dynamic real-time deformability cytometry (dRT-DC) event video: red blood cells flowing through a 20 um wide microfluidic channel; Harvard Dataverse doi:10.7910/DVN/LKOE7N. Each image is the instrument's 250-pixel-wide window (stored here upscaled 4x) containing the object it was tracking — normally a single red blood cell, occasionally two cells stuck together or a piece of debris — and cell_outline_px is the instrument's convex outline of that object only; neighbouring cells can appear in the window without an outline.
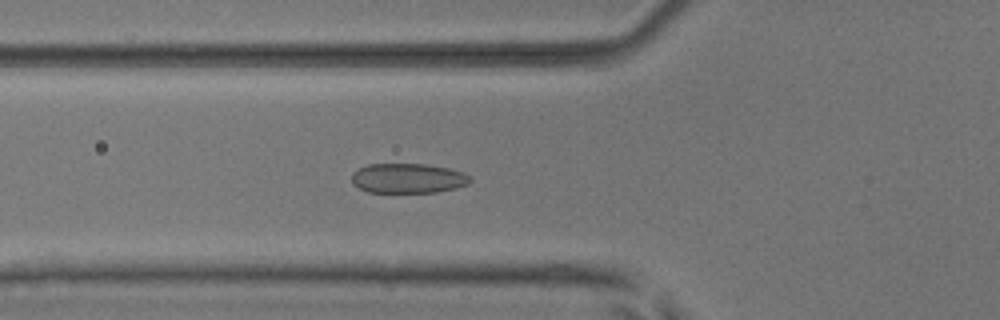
{"species": "common noctule bat (a hibernating species)", "species_latin": "Nyctalus noctula", "temperature_condition": "room temperature", "stored_images_in_passage": 53, "camera_frame_rate_fps": 3000, "um_per_image_px": 0.085, "animal": {"sex": "male", "body_mass_g": 17.9, "forearm_length_mm": 54.2}, "frame": {"image": 1, "passage_image": 20, "time_ms": 6.333, "image_size_px": [1000, 320], "cell_outline_px": [[472, 180], [468, 184], [456, 188], [436, 192], [368, 192], [352, 184], [352, 172], [368, 164], [424, 164], [448, 168], [464, 172]], "centroid_in_image_um": [34.67, 15.15], "position_along_channel_um": 91.1, "area_um2": 20.52}}
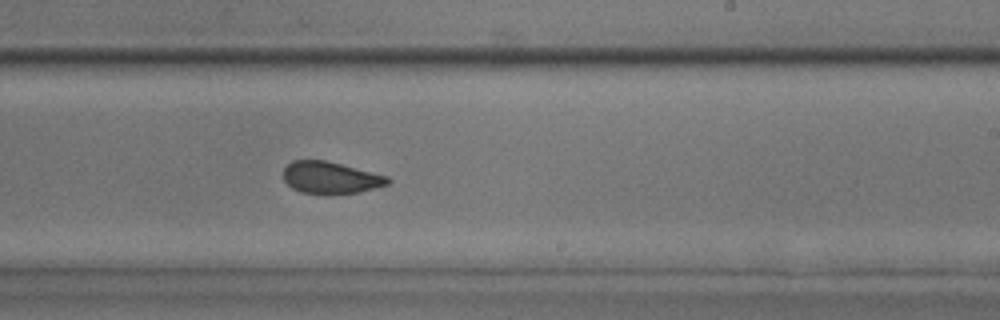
{"frame": {"image": 2, "passage_image": 33, "time_ms": 10.667, "image_size_px": [1000, 320], "cell_outline_px": [[392, 180], [388, 184], [376, 188], [360, 192], [300, 192], [292, 188], [284, 180], [284, 168], [292, 160], [324, 160], [388, 176]], "centroid_in_image_um": [28.11, 15.08], "position_along_channel_um": 260.9, "area_um2": 18.9}}
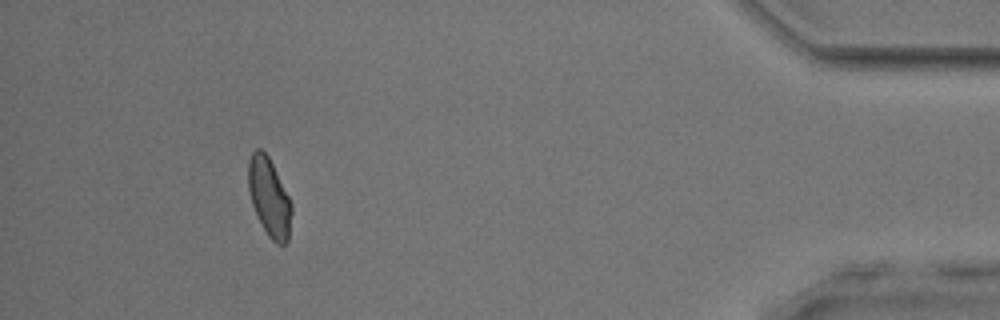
{"frame": {"image": 3, "passage_image": 49, "time_ms": 16.0, "image_size_px": [1000, 320], "cell_outline_px": [[292, 212], [288, 240], [284, 244], [276, 244], [268, 236], [252, 204], [248, 188], [248, 160], [252, 152], [256, 148], [260, 148], [268, 156], [292, 204]], "centroid_in_image_um": [22.88, 16.76], "position_along_channel_um": 412.3, "area_um2": 19.48}, "authors_computed_cell_mechanics": {"area_um2": 20.6924, "velocity_mm_per_s": 3.9255, "shape_relaxation_time_tau1_ms": 3.6973, "shape_relaxation_time_tau2_ms": 0.8577, "deformation_change_tau1": 0.0981, "deformation_change_tau2": 0.0523}}